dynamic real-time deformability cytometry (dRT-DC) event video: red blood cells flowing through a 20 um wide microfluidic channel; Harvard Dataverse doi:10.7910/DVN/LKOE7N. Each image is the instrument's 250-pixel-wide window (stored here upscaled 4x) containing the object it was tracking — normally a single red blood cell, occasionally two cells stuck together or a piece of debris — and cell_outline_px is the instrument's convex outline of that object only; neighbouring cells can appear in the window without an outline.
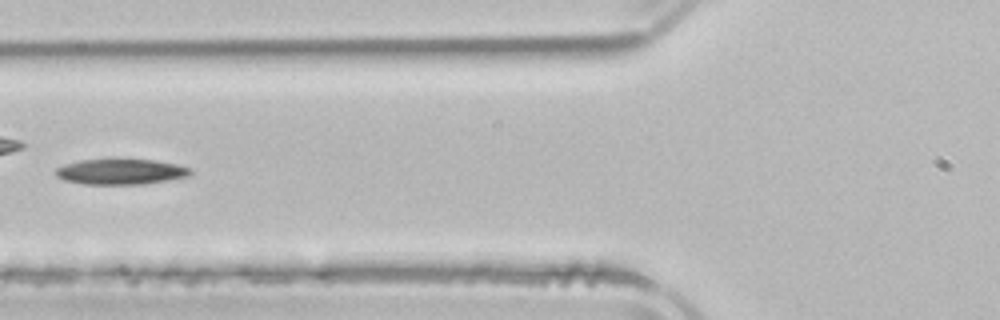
{"species": "common noctule bat (a hibernating species)", "species_latin": "Nyctalus noctula", "temperature_condition": "room temperature", "stored_images_in_passage": 5, "camera_frame_rate_fps": 3000, "um_per_image_px": 0.085, "animal": {"sex": "male", "body_mass_g": 21.5, "forearm_length_mm": 52.0}, "frame": {"image": 1, "passage_image": 5, "time_ms": 6.0, "image_size_px": [1000, 320], "cell_outline_px": [[192, 172], [188, 176], [168, 180], [144, 184], [84, 184], [64, 180], [56, 176], [56, 168], [64, 164], [80, 160], [112, 156], [152, 160], [176, 164], [192, 168]], "centroid_in_image_um": [10.24, 14.55], "position_along_channel_um": 115.6, "area_um2": 20.87}}